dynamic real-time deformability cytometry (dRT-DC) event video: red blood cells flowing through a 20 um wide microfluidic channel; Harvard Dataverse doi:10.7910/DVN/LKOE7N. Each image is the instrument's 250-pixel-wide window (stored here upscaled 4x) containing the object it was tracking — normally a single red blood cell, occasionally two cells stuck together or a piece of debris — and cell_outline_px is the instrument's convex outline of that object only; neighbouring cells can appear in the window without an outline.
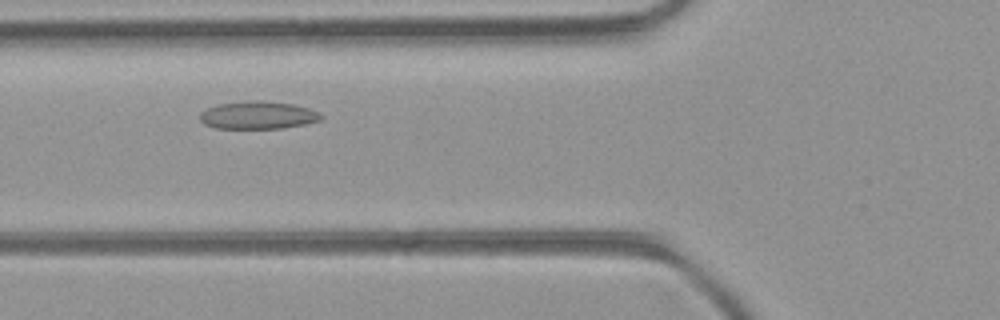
{"species": "common noctule bat (a hibernating species)", "species_latin": "Nyctalus noctula", "temperature_condition": "room temperature", "stored_images_in_passage": 36, "camera_frame_rate_fps": 3000, "um_per_image_px": 0.085, "animal": {"sex": "female", "body_mass_g": 21.9}, "frame": {"image": 1, "passage_image": 9, "time_ms": 2.667, "image_size_px": [1000, 320], "cell_outline_px": [[324, 116], [320, 120], [304, 124], [284, 128], [216, 128], [204, 124], [200, 120], [200, 112], [208, 108], [220, 104], [252, 100], [260, 100], [292, 104], [308, 108], [320, 112]], "centroid_in_image_um": [21.94, 9.79], "position_along_channel_um": 103.9, "area_um2": 19.48}}
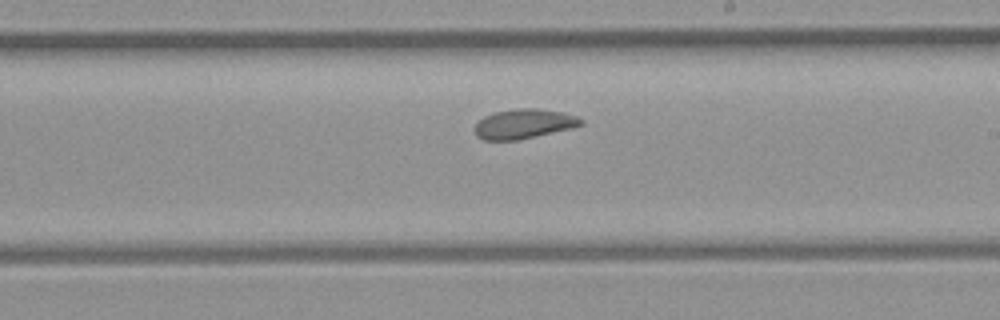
{"frame": {"image": 2, "passage_image": 19, "time_ms": 6.0, "image_size_px": [1000, 320], "cell_outline_px": [[584, 124], [572, 128], [516, 140], [484, 140], [476, 136], [472, 128], [484, 116], [496, 112], [516, 108], [540, 108], [560, 112], [576, 116], [584, 120]], "centroid_in_image_um": [44.5, 10.52], "position_along_channel_um": 244.5, "area_um2": 18.32}}
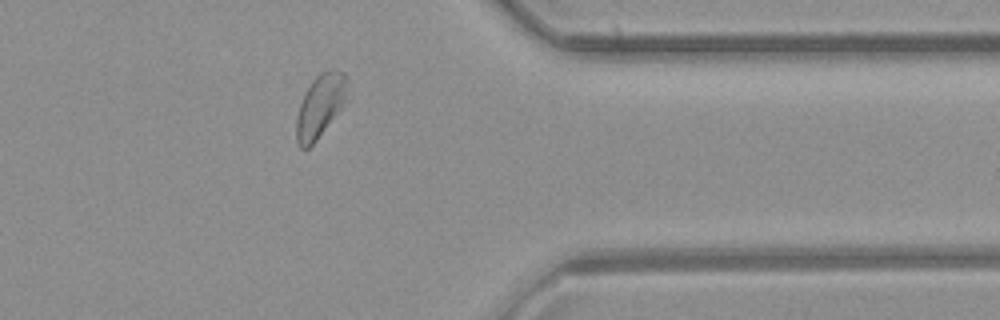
{"frame": {"image": 3, "passage_image": 30, "time_ms": 9.667, "image_size_px": [1000, 320], "cell_outline_px": [[348, 100], [316, 140], [308, 148], [300, 148], [296, 140], [296, 120], [300, 104], [304, 92], [312, 80], [320, 72], [332, 68], [336, 68], [344, 72], [348, 80]], "centroid_in_image_um": [27.25, 8.94], "position_along_channel_um": 384.1, "area_um2": 19.07}, "authors_computed_cell_mechanics": {"area_um2": 18.9873, "velocity_mm_per_s": 4.2166, "shape_relaxation_time_tau1_ms": 10.3788, "shape_relaxation_time_tau2_ms": 3.5443, "deformation_change_tau1": 0.137, "deformation_change_tau2": 0.0867}}